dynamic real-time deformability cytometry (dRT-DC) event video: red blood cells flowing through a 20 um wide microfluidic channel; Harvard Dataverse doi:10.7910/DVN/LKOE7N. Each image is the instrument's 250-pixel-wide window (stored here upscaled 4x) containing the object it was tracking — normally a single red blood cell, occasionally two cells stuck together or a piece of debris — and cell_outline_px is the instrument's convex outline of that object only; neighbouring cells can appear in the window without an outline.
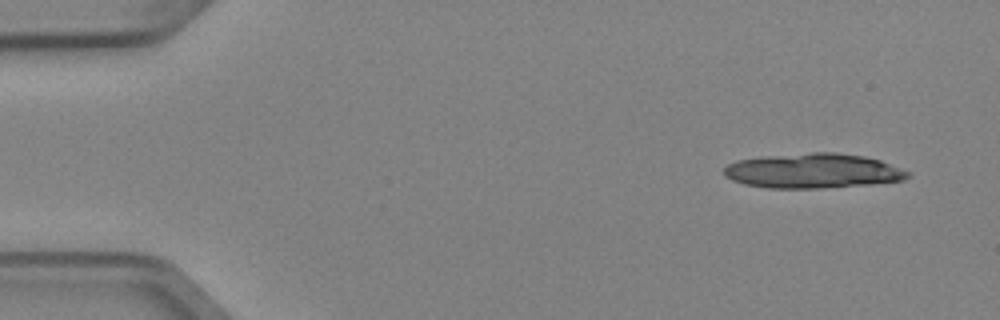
{"species": "Egyptian fruit bat (a non-hibernating species)", "species_latin": "Rousettus aegyptiacus", "temperature_condition": "cold", "stored_images_in_passage": 5, "camera_frame_rate_fps": 3000, "um_per_image_px": 0.085, "animal": {"sex": "female"}, "frame": {"image": 1, "passage_image": 1, "time_ms": 0.0, "image_size_px": [1000, 320], "cell_outline_px": [[912, 172], [904, 180], [872, 184], [816, 188], [768, 188], [744, 184], [732, 180], [724, 176], [724, 168], [728, 164], [736, 160], [760, 156], [812, 152], [836, 152], [864, 156], [880, 160]], "centroid_in_image_um": [69.09, 14.51], "position_along_channel_um": 15.9, "area_um2": 37.45}}